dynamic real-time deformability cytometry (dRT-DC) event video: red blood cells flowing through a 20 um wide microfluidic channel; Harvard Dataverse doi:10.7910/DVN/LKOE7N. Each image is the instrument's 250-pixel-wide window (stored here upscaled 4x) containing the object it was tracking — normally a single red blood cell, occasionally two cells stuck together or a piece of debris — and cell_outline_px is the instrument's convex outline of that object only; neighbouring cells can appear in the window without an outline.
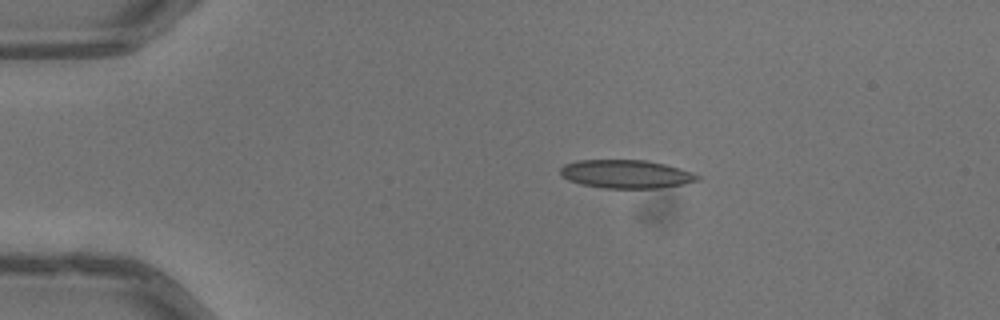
{"species": "common noctule bat (a hibernating species)", "species_latin": "Nyctalus noctula", "temperature_condition": "warm", "stored_images_in_passage": 42, "camera_frame_rate_fps": 3000, "um_per_image_px": 0.085, "animal": {"sex": "male", "body_mass_g": 13.3}, "frame": {"image": 1, "passage_image": 1, "time_ms": 0.0, "image_size_px": [1000, 320], "cell_outline_px": [[700, 180], [684, 184], [660, 188], [604, 188], [580, 184], [568, 180], [560, 176], [560, 168], [564, 164], [576, 160], [648, 160], [680, 168], [692, 172], [700, 176]], "centroid_in_image_um": [53.2, 14.79], "position_along_channel_um": 31.8, "area_um2": 22.89}}
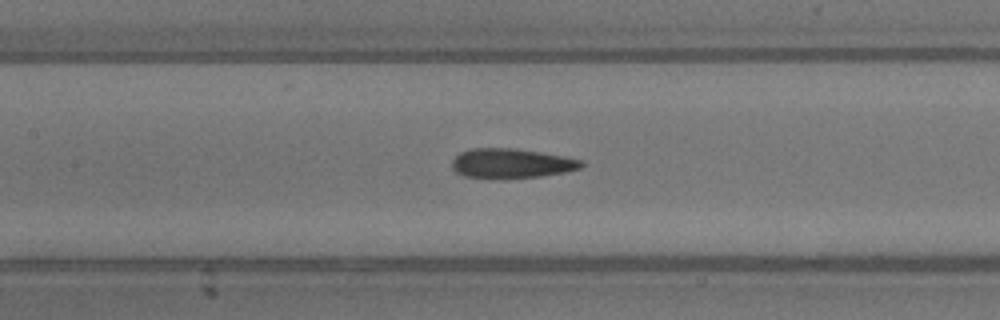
{"frame": {"image": 2, "passage_image": 15, "time_ms": 4.667, "image_size_px": [1000, 320], "cell_outline_px": [[584, 164], [580, 168], [564, 172], [540, 176], [504, 180], [464, 176], [456, 172], [452, 168], [452, 160], [460, 152], [472, 148], [516, 148], [564, 156], [584, 160]], "centroid_in_image_um": [43.45, 13.9], "position_along_channel_um": 163.9, "area_um2": 22.72}}
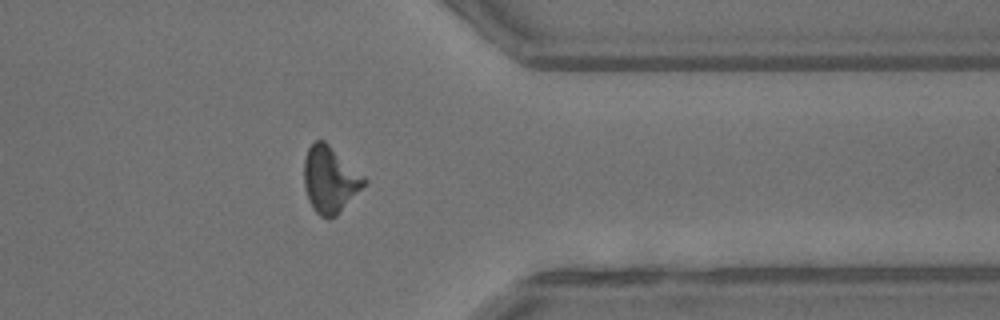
{"frame": {"image": 3, "passage_image": 32, "time_ms": 10.333, "image_size_px": [1000, 320], "cell_outline_px": [[368, 180], [340, 212], [336, 216], [328, 220], [320, 216], [312, 208], [308, 200], [304, 184], [304, 160], [308, 148], [316, 140], [324, 140], [364, 176]], "centroid_in_image_um": [28.02, 15.28], "position_along_channel_um": 383.4, "area_um2": 23.06}, "authors_computed_cell_mechanics": {"area_um2": 22.6576, "velocity_mm_per_s": 4.043, "shape_relaxation_time_tau1_ms": 7.8985, "shape_relaxation_time_tau2_ms": 2.1848, "deformation_change_tau1": 0.1993, "deformation_change_tau2": 0.1113}}